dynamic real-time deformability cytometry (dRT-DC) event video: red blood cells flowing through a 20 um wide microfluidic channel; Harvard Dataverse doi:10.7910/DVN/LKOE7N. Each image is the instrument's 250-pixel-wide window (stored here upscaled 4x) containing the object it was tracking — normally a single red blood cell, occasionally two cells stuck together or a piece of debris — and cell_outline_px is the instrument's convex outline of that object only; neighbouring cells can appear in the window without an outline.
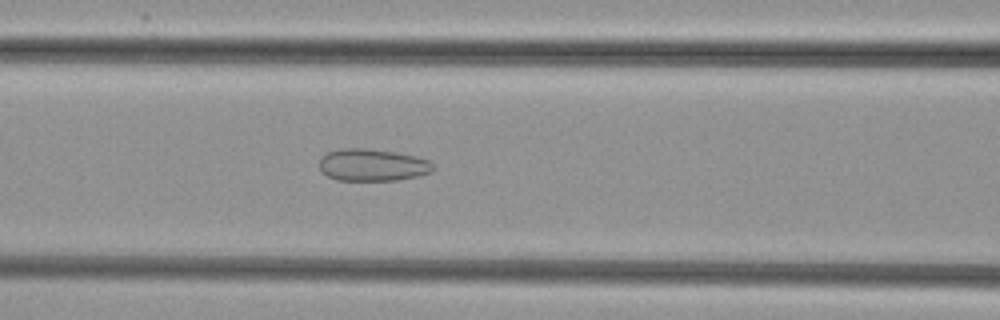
{"species": "common noctule bat (a hibernating species)", "species_latin": "Nyctalus noctula", "temperature_condition": "cold", "stored_images_in_passage": 32, "camera_frame_rate_fps": 3000, "um_per_image_px": 0.085, "animal": {"sex": "female", "body_mass_g": 29.2, "forearm_length_mm": 56.3}, "frame": {"image": 1, "passage_image": 6, "time_ms": 1.667, "image_size_px": [1000, 320], "cell_outline_px": [[436, 168], [432, 172], [416, 176], [396, 180], [336, 180], [320, 172], [320, 156], [328, 152], [340, 148], [364, 148], [396, 152], [428, 160]], "centroid_in_image_um": [31.62, 14.02], "position_along_channel_um": 135.0, "area_um2": 21.33}}
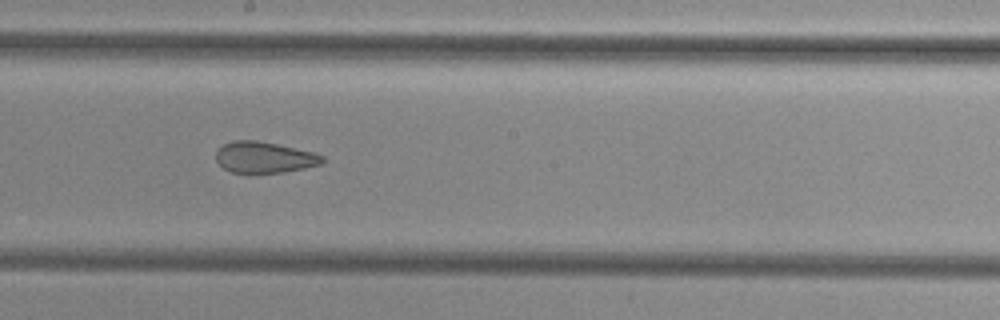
{"frame": {"image": 2, "passage_image": 13, "time_ms": 4.0, "image_size_px": [1000, 320], "cell_outline_px": [[324, 160], [320, 164], [304, 168], [284, 172], [252, 176], [248, 176], [232, 172], [224, 168], [216, 160], [216, 152], [224, 144], [232, 140], [256, 140], [276, 144], [312, 152], [324, 156]], "centroid_in_image_um": [22.42, 13.42], "position_along_channel_um": 225.8, "area_um2": 19.77}}
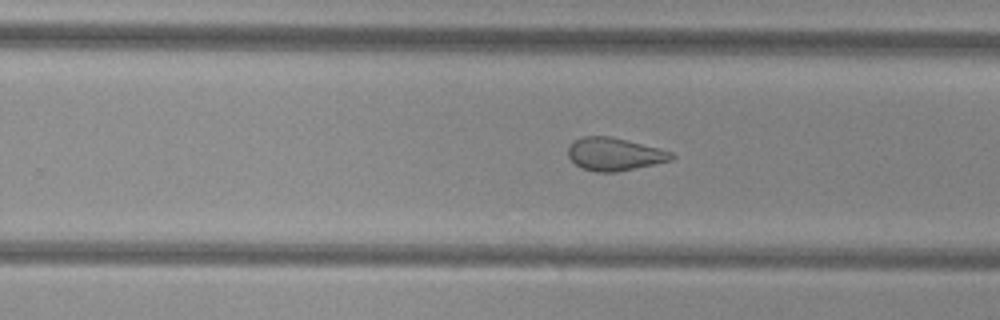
{"frame": {"image": 3, "passage_image": 17, "time_ms": 5.333, "image_size_px": [1000, 320], "cell_outline_px": [[676, 156], [672, 160], [616, 172], [596, 172], [580, 168], [568, 156], [568, 148], [576, 140], [584, 136], [612, 136], [660, 148], [672, 152]], "centroid_in_image_um": [52.25, 13.1], "position_along_channel_um": 277.6, "area_um2": 19.77}}